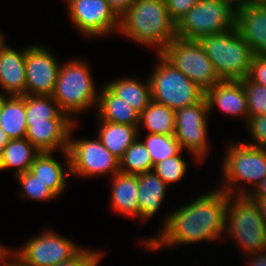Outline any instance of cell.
Listing matches in <instances>:
<instances>
[{"instance_id": "obj_29", "label": "cell", "mask_w": 266, "mask_h": 266, "mask_svg": "<svg viewBox=\"0 0 266 266\" xmlns=\"http://www.w3.org/2000/svg\"><path fill=\"white\" fill-rule=\"evenodd\" d=\"M119 169L121 173L132 175L152 171L153 163L150 153L144 143L138 141V138L119 159Z\"/></svg>"}, {"instance_id": "obj_47", "label": "cell", "mask_w": 266, "mask_h": 266, "mask_svg": "<svg viewBox=\"0 0 266 266\" xmlns=\"http://www.w3.org/2000/svg\"><path fill=\"white\" fill-rule=\"evenodd\" d=\"M2 111H3V95L0 94V121H1Z\"/></svg>"}, {"instance_id": "obj_5", "label": "cell", "mask_w": 266, "mask_h": 266, "mask_svg": "<svg viewBox=\"0 0 266 266\" xmlns=\"http://www.w3.org/2000/svg\"><path fill=\"white\" fill-rule=\"evenodd\" d=\"M159 63L149 78L151 99L174 111L201 102L205 91L159 53Z\"/></svg>"}, {"instance_id": "obj_37", "label": "cell", "mask_w": 266, "mask_h": 266, "mask_svg": "<svg viewBox=\"0 0 266 266\" xmlns=\"http://www.w3.org/2000/svg\"><path fill=\"white\" fill-rule=\"evenodd\" d=\"M101 255V252H93L89 251V249H82L72 259L62 262L56 266H97Z\"/></svg>"}, {"instance_id": "obj_39", "label": "cell", "mask_w": 266, "mask_h": 266, "mask_svg": "<svg viewBox=\"0 0 266 266\" xmlns=\"http://www.w3.org/2000/svg\"><path fill=\"white\" fill-rule=\"evenodd\" d=\"M233 195L248 196V197H266V177L256 186L252 193H247L245 190L234 192Z\"/></svg>"}, {"instance_id": "obj_13", "label": "cell", "mask_w": 266, "mask_h": 266, "mask_svg": "<svg viewBox=\"0 0 266 266\" xmlns=\"http://www.w3.org/2000/svg\"><path fill=\"white\" fill-rule=\"evenodd\" d=\"M72 23L87 36H103L119 29L120 17L106 0H67Z\"/></svg>"}, {"instance_id": "obj_34", "label": "cell", "mask_w": 266, "mask_h": 266, "mask_svg": "<svg viewBox=\"0 0 266 266\" xmlns=\"http://www.w3.org/2000/svg\"><path fill=\"white\" fill-rule=\"evenodd\" d=\"M247 123L254 139V143L252 142L249 145L266 147V114L249 117Z\"/></svg>"}, {"instance_id": "obj_22", "label": "cell", "mask_w": 266, "mask_h": 266, "mask_svg": "<svg viewBox=\"0 0 266 266\" xmlns=\"http://www.w3.org/2000/svg\"><path fill=\"white\" fill-rule=\"evenodd\" d=\"M40 153L26 137L10 139L0 153V170L14 167L15 175L26 172Z\"/></svg>"}, {"instance_id": "obj_6", "label": "cell", "mask_w": 266, "mask_h": 266, "mask_svg": "<svg viewBox=\"0 0 266 266\" xmlns=\"http://www.w3.org/2000/svg\"><path fill=\"white\" fill-rule=\"evenodd\" d=\"M94 86L87 64L76 59L60 66L52 97L69 116V112L77 113L98 102Z\"/></svg>"}, {"instance_id": "obj_33", "label": "cell", "mask_w": 266, "mask_h": 266, "mask_svg": "<svg viewBox=\"0 0 266 266\" xmlns=\"http://www.w3.org/2000/svg\"><path fill=\"white\" fill-rule=\"evenodd\" d=\"M241 81L247 96L249 117L266 114V86L252 82L247 77Z\"/></svg>"}, {"instance_id": "obj_28", "label": "cell", "mask_w": 266, "mask_h": 266, "mask_svg": "<svg viewBox=\"0 0 266 266\" xmlns=\"http://www.w3.org/2000/svg\"><path fill=\"white\" fill-rule=\"evenodd\" d=\"M47 119H71L52 95L26 94V122H47Z\"/></svg>"}, {"instance_id": "obj_46", "label": "cell", "mask_w": 266, "mask_h": 266, "mask_svg": "<svg viewBox=\"0 0 266 266\" xmlns=\"http://www.w3.org/2000/svg\"><path fill=\"white\" fill-rule=\"evenodd\" d=\"M248 5L266 6V0H248Z\"/></svg>"}, {"instance_id": "obj_14", "label": "cell", "mask_w": 266, "mask_h": 266, "mask_svg": "<svg viewBox=\"0 0 266 266\" xmlns=\"http://www.w3.org/2000/svg\"><path fill=\"white\" fill-rule=\"evenodd\" d=\"M60 65L42 46L25 49L26 94L52 95Z\"/></svg>"}, {"instance_id": "obj_12", "label": "cell", "mask_w": 266, "mask_h": 266, "mask_svg": "<svg viewBox=\"0 0 266 266\" xmlns=\"http://www.w3.org/2000/svg\"><path fill=\"white\" fill-rule=\"evenodd\" d=\"M81 250L70 240L47 231L29 240L15 254L27 266H56L72 259Z\"/></svg>"}, {"instance_id": "obj_30", "label": "cell", "mask_w": 266, "mask_h": 266, "mask_svg": "<svg viewBox=\"0 0 266 266\" xmlns=\"http://www.w3.org/2000/svg\"><path fill=\"white\" fill-rule=\"evenodd\" d=\"M148 134L143 143L150 153L153 166L181 150L180 144L174 135Z\"/></svg>"}, {"instance_id": "obj_8", "label": "cell", "mask_w": 266, "mask_h": 266, "mask_svg": "<svg viewBox=\"0 0 266 266\" xmlns=\"http://www.w3.org/2000/svg\"><path fill=\"white\" fill-rule=\"evenodd\" d=\"M160 54L205 92L221 81L198 40L175 37Z\"/></svg>"}, {"instance_id": "obj_7", "label": "cell", "mask_w": 266, "mask_h": 266, "mask_svg": "<svg viewBox=\"0 0 266 266\" xmlns=\"http://www.w3.org/2000/svg\"><path fill=\"white\" fill-rule=\"evenodd\" d=\"M236 12L220 0H200L177 23L176 37L198 40L235 26Z\"/></svg>"}, {"instance_id": "obj_32", "label": "cell", "mask_w": 266, "mask_h": 266, "mask_svg": "<svg viewBox=\"0 0 266 266\" xmlns=\"http://www.w3.org/2000/svg\"><path fill=\"white\" fill-rule=\"evenodd\" d=\"M19 179L23 193V197H29L34 200H47L56 197L57 195L43 182H41L36 175L30 170L15 175Z\"/></svg>"}, {"instance_id": "obj_11", "label": "cell", "mask_w": 266, "mask_h": 266, "mask_svg": "<svg viewBox=\"0 0 266 266\" xmlns=\"http://www.w3.org/2000/svg\"><path fill=\"white\" fill-rule=\"evenodd\" d=\"M207 114L209 115V108L206 98L175 111L174 136L181 149L186 148L196 159H202L208 151Z\"/></svg>"}, {"instance_id": "obj_27", "label": "cell", "mask_w": 266, "mask_h": 266, "mask_svg": "<svg viewBox=\"0 0 266 266\" xmlns=\"http://www.w3.org/2000/svg\"><path fill=\"white\" fill-rule=\"evenodd\" d=\"M175 119L173 109L151 100L149 105L140 113L139 124H144L151 134L174 135Z\"/></svg>"}, {"instance_id": "obj_9", "label": "cell", "mask_w": 266, "mask_h": 266, "mask_svg": "<svg viewBox=\"0 0 266 266\" xmlns=\"http://www.w3.org/2000/svg\"><path fill=\"white\" fill-rule=\"evenodd\" d=\"M227 151L222 170L225 180L221 189L233 195L238 181H246L256 188L266 177V147L237 143L229 146Z\"/></svg>"}, {"instance_id": "obj_45", "label": "cell", "mask_w": 266, "mask_h": 266, "mask_svg": "<svg viewBox=\"0 0 266 266\" xmlns=\"http://www.w3.org/2000/svg\"><path fill=\"white\" fill-rule=\"evenodd\" d=\"M12 252H10L9 250H7V248L2 247L0 245V262L4 259H6L7 256H13V254H11Z\"/></svg>"}, {"instance_id": "obj_31", "label": "cell", "mask_w": 266, "mask_h": 266, "mask_svg": "<svg viewBox=\"0 0 266 266\" xmlns=\"http://www.w3.org/2000/svg\"><path fill=\"white\" fill-rule=\"evenodd\" d=\"M182 149L170 158H166L153 166V171L163 180L167 185L175 183L183 178L186 172V162L179 155Z\"/></svg>"}, {"instance_id": "obj_18", "label": "cell", "mask_w": 266, "mask_h": 266, "mask_svg": "<svg viewBox=\"0 0 266 266\" xmlns=\"http://www.w3.org/2000/svg\"><path fill=\"white\" fill-rule=\"evenodd\" d=\"M22 51L17 52L4 43L0 46V87L8 96L26 95L25 49Z\"/></svg>"}, {"instance_id": "obj_36", "label": "cell", "mask_w": 266, "mask_h": 266, "mask_svg": "<svg viewBox=\"0 0 266 266\" xmlns=\"http://www.w3.org/2000/svg\"><path fill=\"white\" fill-rule=\"evenodd\" d=\"M246 77L252 82L266 86V56L255 55L252 58Z\"/></svg>"}, {"instance_id": "obj_48", "label": "cell", "mask_w": 266, "mask_h": 266, "mask_svg": "<svg viewBox=\"0 0 266 266\" xmlns=\"http://www.w3.org/2000/svg\"><path fill=\"white\" fill-rule=\"evenodd\" d=\"M4 43L3 34L0 33V46Z\"/></svg>"}, {"instance_id": "obj_21", "label": "cell", "mask_w": 266, "mask_h": 266, "mask_svg": "<svg viewBox=\"0 0 266 266\" xmlns=\"http://www.w3.org/2000/svg\"><path fill=\"white\" fill-rule=\"evenodd\" d=\"M138 185L140 218L147 220L160 208L167 184L154 171H148L138 175Z\"/></svg>"}, {"instance_id": "obj_1", "label": "cell", "mask_w": 266, "mask_h": 266, "mask_svg": "<svg viewBox=\"0 0 266 266\" xmlns=\"http://www.w3.org/2000/svg\"><path fill=\"white\" fill-rule=\"evenodd\" d=\"M229 193L218 191L201 195L168 216L158 238L145 241V247L157 250L161 246L191 244L217 239L226 229V208Z\"/></svg>"}, {"instance_id": "obj_20", "label": "cell", "mask_w": 266, "mask_h": 266, "mask_svg": "<svg viewBox=\"0 0 266 266\" xmlns=\"http://www.w3.org/2000/svg\"><path fill=\"white\" fill-rule=\"evenodd\" d=\"M99 119L101 121L139 126L140 113L130 104L116 96L107 86L98 95Z\"/></svg>"}, {"instance_id": "obj_26", "label": "cell", "mask_w": 266, "mask_h": 266, "mask_svg": "<svg viewBox=\"0 0 266 266\" xmlns=\"http://www.w3.org/2000/svg\"><path fill=\"white\" fill-rule=\"evenodd\" d=\"M106 86L124 102L130 104L141 113L150 103L151 86L148 79L146 85L136 79H120L109 82Z\"/></svg>"}, {"instance_id": "obj_17", "label": "cell", "mask_w": 266, "mask_h": 266, "mask_svg": "<svg viewBox=\"0 0 266 266\" xmlns=\"http://www.w3.org/2000/svg\"><path fill=\"white\" fill-rule=\"evenodd\" d=\"M235 26L255 55L266 56V6L247 5L237 11Z\"/></svg>"}, {"instance_id": "obj_42", "label": "cell", "mask_w": 266, "mask_h": 266, "mask_svg": "<svg viewBox=\"0 0 266 266\" xmlns=\"http://www.w3.org/2000/svg\"><path fill=\"white\" fill-rule=\"evenodd\" d=\"M265 251H261V252H257V258L256 255L254 256L255 258L251 261V266H266V252ZM261 253V254H260Z\"/></svg>"}, {"instance_id": "obj_23", "label": "cell", "mask_w": 266, "mask_h": 266, "mask_svg": "<svg viewBox=\"0 0 266 266\" xmlns=\"http://www.w3.org/2000/svg\"><path fill=\"white\" fill-rule=\"evenodd\" d=\"M3 96V111L0 128L9 139L25 138L26 123V95H14L7 99Z\"/></svg>"}, {"instance_id": "obj_15", "label": "cell", "mask_w": 266, "mask_h": 266, "mask_svg": "<svg viewBox=\"0 0 266 266\" xmlns=\"http://www.w3.org/2000/svg\"><path fill=\"white\" fill-rule=\"evenodd\" d=\"M25 137L40 151L52 152L62 147L68 151L71 129L76 126L72 119H47V122H26ZM57 147V148H56Z\"/></svg>"}, {"instance_id": "obj_44", "label": "cell", "mask_w": 266, "mask_h": 266, "mask_svg": "<svg viewBox=\"0 0 266 266\" xmlns=\"http://www.w3.org/2000/svg\"><path fill=\"white\" fill-rule=\"evenodd\" d=\"M9 138L6 133L0 128V153L3 151L4 147L8 144Z\"/></svg>"}, {"instance_id": "obj_24", "label": "cell", "mask_w": 266, "mask_h": 266, "mask_svg": "<svg viewBox=\"0 0 266 266\" xmlns=\"http://www.w3.org/2000/svg\"><path fill=\"white\" fill-rule=\"evenodd\" d=\"M98 137L102 144L118 159L127 148L138 138L140 126H130L101 121Z\"/></svg>"}, {"instance_id": "obj_41", "label": "cell", "mask_w": 266, "mask_h": 266, "mask_svg": "<svg viewBox=\"0 0 266 266\" xmlns=\"http://www.w3.org/2000/svg\"><path fill=\"white\" fill-rule=\"evenodd\" d=\"M249 198L258 204L260 213L262 214L266 222V197H249Z\"/></svg>"}, {"instance_id": "obj_35", "label": "cell", "mask_w": 266, "mask_h": 266, "mask_svg": "<svg viewBox=\"0 0 266 266\" xmlns=\"http://www.w3.org/2000/svg\"><path fill=\"white\" fill-rule=\"evenodd\" d=\"M171 19L177 23L200 0H165Z\"/></svg>"}, {"instance_id": "obj_4", "label": "cell", "mask_w": 266, "mask_h": 266, "mask_svg": "<svg viewBox=\"0 0 266 266\" xmlns=\"http://www.w3.org/2000/svg\"><path fill=\"white\" fill-rule=\"evenodd\" d=\"M225 225L249 255L266 251V222L258 204L248 196L229 194Z\"/></svg>"}, {"instance_id": "obj_38", "label": "cell", "mask_w": 266, "mask_h": 266, "mask_svg": "<svg viewBox=\"0 0 266 266\" xmlns=\"http://www.w3.org/2000/svg\"><path fill=\"white\" fill-rule=\"evenodd\" d=\"M115 13L120 17L134 2V0H106Z\"/></svg>"}, {"instance_id": "obj_19", "label": "cell", "mask_w": 266, "mask_h": 266, "mask_svg": "<svg viewBox=\"0 0 266 266\" xmlns=\"http://www.w3.org/2000/svg\"><path fill=\"white\" fill-rule=\"evenodd\" d=\"M112 185L111 201L115 212L140 217L138 175L116 173Z\"/></svg>"}, {"instance_id": "obj_43", "label": "cell", "mask_w": 266, "mask_h": 266, "mask_svg": "<svg viewBox=\"0 0 266 266\" xmlns=\"http://www.w3.org/2000/svg\"><path fill=\"white\" fill-rule=\"evenodd\" d=\"M13 257L15 258L14 262L2 263L4 260L0 262V266H27L16 254L13 253Z\"/></svg>"}, {"instance_id": "obj_40", "label": "cell", "mask_w": 266, "mask_h": 266, "mask_svg": "<svg viewBox=\"0 0 266 266\" xmlns=\"http://www.w3.org/2000/svg\"><path fill=\"white\" fill-rule=\"evenodd\" d=\"M223 3L227 4L231 9H233L235 12L241 10L242 8H245L248 5V0H220ZM236 3L235 9L233 8L232 4Z\"/></svg>"}, {"instance_id": "obj_10", "label": "cell", "mask_w": 266, "mask_h": 266, "mask_svg": "<svg viewBox=\"0 0 266 266\" xmlns=\"http://www.w3.org/2000/svg\"><path fill=\"white\" fill-rule=\"evenodd\" d=\"M69 174L81 176H95L107 172H120L119 159L113 155L100 141L97 140H72L69 138L68 151H65Z\"/></svg>"}, {"instance_id": "obj_3", "label": "cell", "mask_w": 266, "mask_h": 266, "mask_svg": "<svg viewBox=\"0 0 266 266\" xmlns=\"http://www.w3.org/2000/svg\"><path fill=\"white\" fill-rule=\"evenodd\" d=\"M221 80H242L255 56L250 45L233 28L198 39Z\"/></svg>"}, {"instance_id": "obj_25", "label": "cell", "mask_w": 266, "mask_h": 266, "mask_svg": "<svg viewBox=\"0 0 266 266\" xmlns=\"http://www.w3.org/2000/svg\"><path fill=\"white\" fill-rule=\"evenodd\" d=\"M51 154L41 152L33 161L30 171L58 196L66 187V175L62 165Z\"/></svg>"}, {"instance_id": "obj_2", "label": "cell", "mask_w": 266, "mask_h": 266, "mask_svg": "<svg viewBox=\"0 0 266 266\" xmlns=\"http://www.w3.org/2000/svg\"><path fill=\"white\" fill-rule=\"evenodd\" d=\"M119 31L143 44L158 47V54L176 37L165 0H134L120 16Z\"/></svg>"}, {"instance_id": "obj_16", "label": "cell", "mask_w": 266, "mask_h": 266, "mask_svg": "<svg viewBox=\"0 0 266 266\" xmlns=\"http://www.w3.org/2000/svg\"><path fill=\"white\" fill-rule=\"evenodd\" d=\"M205 98L209 111L217 105L230 115H245L248 122L247 96L241 80H221L205 92Z\"/></svg>"}]
</instances>
